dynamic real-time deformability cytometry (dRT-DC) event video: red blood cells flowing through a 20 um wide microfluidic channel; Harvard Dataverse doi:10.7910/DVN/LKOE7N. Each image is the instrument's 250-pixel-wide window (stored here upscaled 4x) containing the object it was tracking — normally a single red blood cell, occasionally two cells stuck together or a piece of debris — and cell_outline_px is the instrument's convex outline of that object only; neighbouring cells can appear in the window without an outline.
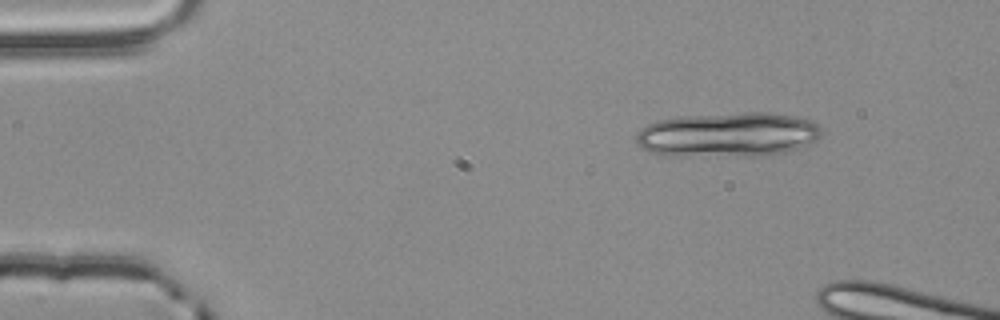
{"species": "common noctule bat (a hibernating species)", "species_latin": "Nyctalus noctula", "temperature_condition": "room temperature", "stored_images_in_passage": 4, "camera_frame_rate_fps": 3000, "um_per_image_px": 0.085, "animal": {"sex": "male", "body_mass_g": 20.4}, "frame": {"image": 1, "passage_image": 1, "time_ms": 0.0, "image_size_px": [1000, 320], "cell_outline_px": [[824, 132], [816, 140], [808, 144], [784, 152], [760, 156], [664, 156], [652, 152], [644, 148], [636, 140], [636, 132], [648, 124], [660, 120], [684, 116], [744, 112], [768, 112], [792, 116], [808, 120], [824, 128]], "centroid_in_image_um": [61.89, 11.45], "position_along_channel_um": 23.1, "area_um2": 48.26}}